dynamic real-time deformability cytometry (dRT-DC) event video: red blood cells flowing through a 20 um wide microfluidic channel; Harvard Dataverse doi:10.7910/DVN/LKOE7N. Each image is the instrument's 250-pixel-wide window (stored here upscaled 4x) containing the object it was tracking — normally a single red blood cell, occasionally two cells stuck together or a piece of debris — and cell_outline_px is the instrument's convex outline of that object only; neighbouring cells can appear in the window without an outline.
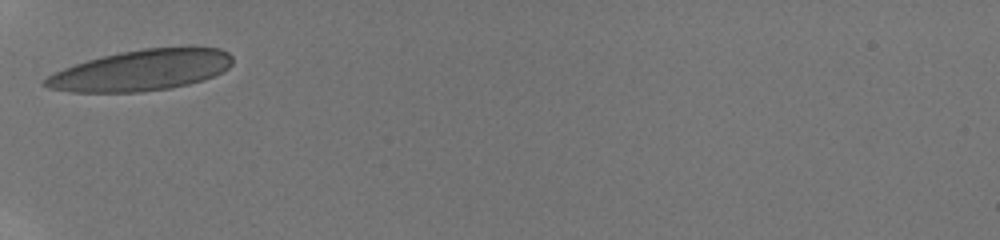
{"species": "human", "species_latin": "Homo sapiens", "temperature_condition": "room temperature", "stored_images_in_passage": 2, "camera_frame_rate_fps": 3000, "um_per_image_px": 0.085, "donor": {"sex": "male"}, "frame": {"image": 1, "passage_image": 1, "time_ms": 0.0, "image_size_px": [1000, 240], "cell_outline_px": [[232, 64], [228, 68], [204, 80], [172, 88], [140, 92], [68, 92], [48, 88], [40, 84], [48, 76], [64, 68], [88, 60], [120, 52], [144, 48], [220, 48], [228, 52], [232, 56]], "centroid_in_image_um": [11.98, 5.99], "position_along_channel_um": 73.0, "area_um2": 44.33}}